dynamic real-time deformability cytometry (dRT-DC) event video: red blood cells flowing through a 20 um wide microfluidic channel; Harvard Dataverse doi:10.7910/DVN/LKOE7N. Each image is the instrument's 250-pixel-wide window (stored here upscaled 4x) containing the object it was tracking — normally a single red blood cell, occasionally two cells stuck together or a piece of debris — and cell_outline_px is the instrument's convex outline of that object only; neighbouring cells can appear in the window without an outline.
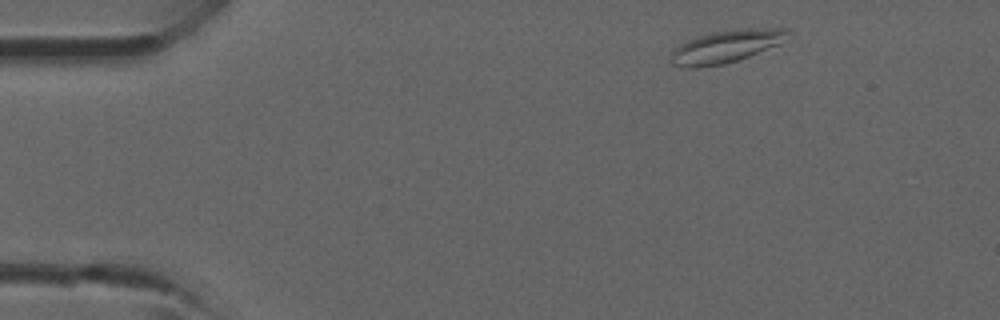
{"species": "common noctule bat (a hibernating species)", "species_latin": "Nyctalus noctula", "temperature_condition": "room temperature", "stored_images_in_passage": 4, "camera_frame_rate_fps": 3000, "um_per_image_px": 0.085, "animal": {"sex": "male", "forearm_length_mm": 52.5}, "frame": {"image": 1, "passage_image": 1, "time_ms": 0.0, "image_size_px": [1000, 320], "cell_outline_px": [[792, 32], [780, 44], [748, 56], [724, 64], [700, 68], [684, 68], [672, 64], [668, 60], [672, 52], [680, 44], [696, 36], [708, 32], [744, 28], [788, 28]], "centroid_in_image_um": [61.69, 3.94], "position_along_channel_um": 23.3, "area_um2": 22.54}}